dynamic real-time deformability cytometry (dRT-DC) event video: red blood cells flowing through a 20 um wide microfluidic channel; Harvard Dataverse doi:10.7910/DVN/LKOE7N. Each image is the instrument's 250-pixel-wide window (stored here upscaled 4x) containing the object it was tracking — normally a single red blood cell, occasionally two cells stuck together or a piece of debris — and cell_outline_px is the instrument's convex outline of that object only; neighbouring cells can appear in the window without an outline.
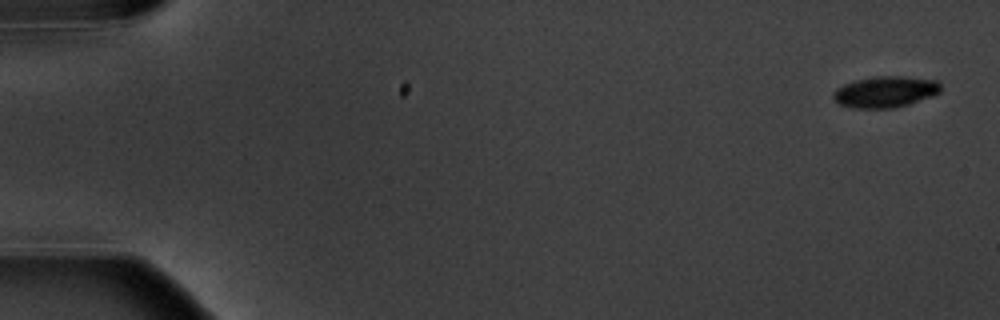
{"species": "common noctule bat (a hibernating species)", "species_latin": "Nyctalus noctula", "temperature_condition": "warm", "stored_images_in_passage": 4, "camera_frame_rate_fps": 3000, "um_per_image_px": 0.085, "animal": {"sex": "male", "body_mass_g": 20.1, "forearm_length_mm": 53.5}, "frame": {"image": 1, "passage_image": 1, "time_ms": 0.0, "image_size_px": [1000, 320], "cell_outline_px": [[940, 92], [932, 96], [908, 104], [892, 108], [852, 108], [840, 104], [832, 96], [832, 92], [836, 88], [844, 84], [856, 80], [872, 76], [904, 76], [940, 80]], "centroid_in_image_um": [75.25, 7.79], "position_along_channel_um": 9.7, "area_um2": 19.65}}